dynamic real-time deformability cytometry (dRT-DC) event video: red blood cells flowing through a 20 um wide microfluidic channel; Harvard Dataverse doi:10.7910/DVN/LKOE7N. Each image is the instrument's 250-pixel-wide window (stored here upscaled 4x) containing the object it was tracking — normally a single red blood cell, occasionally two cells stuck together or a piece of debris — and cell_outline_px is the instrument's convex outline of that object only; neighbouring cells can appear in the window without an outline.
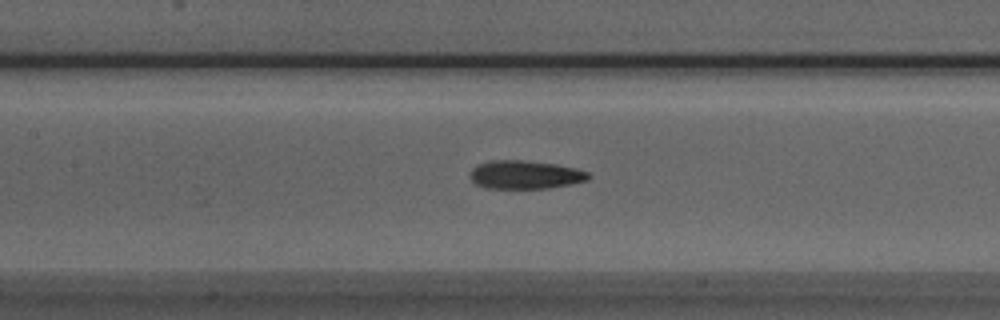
{"species": "Egyptian fruit bat (a non-hibernating species)", "species_latin": "Rousettus aegyptiacus", "temperature_condition": "room temperature", "stored_images_in_passage": 40, "camera_frame_rate_fps": 3000, "um_per_image_px": 0.085, "animal": {"sex": "male"}, "frame": {"image": 1, "passage_image": 12, "time_ms": 3.667, "image_size_px": [1000, 320], "cell_outline_px": [[592, 176], [588, 180], [548, 188], [484, 188], [476, 184], [472, 180], [472, 168], [476, 164], [492, 160], [520, 160], [556, 164], [576, 168], [588, 172]], "centroid_in_image_um": [44.64, 14.84], "position_along_channel_um": 162.8, "area_um2": 19.48}}
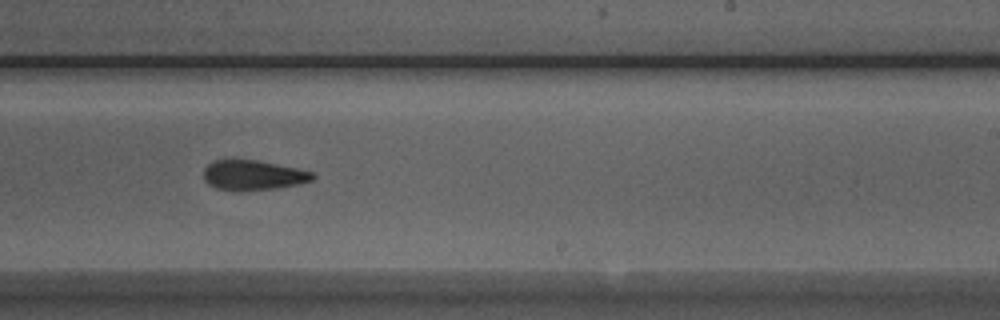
{"frame": {"image": 2, "passage_image": 20, "time_ms": 6.333, "image_size_px": [1000, 320], "cell_outline_px": [[316, 176], [312, 180], [296, 184], [276, 188], [216, 188], [208, 184], [204, 180], [204, 168], [212, 160], [256, 160], [296, 168], [312, 172]], "centroid_in_image_um": [21.5, 14.84], "position_along_channel_um": 267.5, "area_um2": 18.15}}
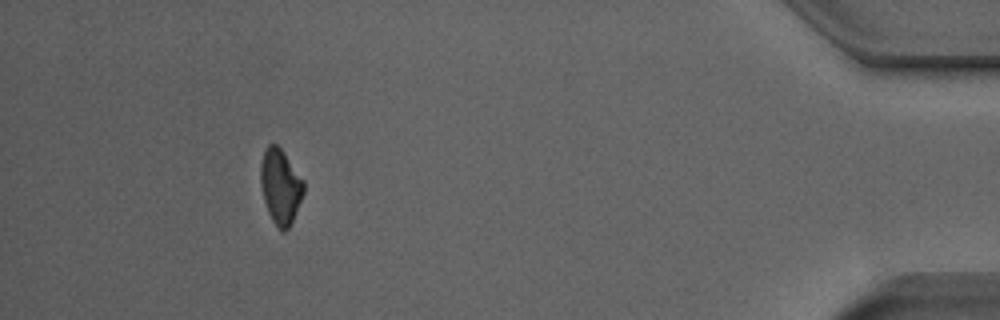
{"frame": {"image": 3, "passage_image": 36, "time_ms": 11.667, "image_size_px": [1000, 320], "cell_outline_px": [[304, 192], [292, 220], [288, 228], [284, 232], [272, 220], [268, 212], [264, 200], [260, 180], [260, 168], [264, 152], [268, 144], [276, 144], [280, 148], [304, 180]], "centroid_in_image_um": [23.83, 15.83], "position_along_channel_um": 411.4, "area_um2": 18.38}, "authors_computed_cell_mechanics": {"area_um2": 19.2185, "velocity_mm_per_s": 3.9433, "shape_relaxation_time_tau1_ms": 9.7225, "shape_relaxation_time_tau2_ms": 4.5005, "deformation_change_tau1": 0.2244, "deformation_change_tau2": 0.1187}}